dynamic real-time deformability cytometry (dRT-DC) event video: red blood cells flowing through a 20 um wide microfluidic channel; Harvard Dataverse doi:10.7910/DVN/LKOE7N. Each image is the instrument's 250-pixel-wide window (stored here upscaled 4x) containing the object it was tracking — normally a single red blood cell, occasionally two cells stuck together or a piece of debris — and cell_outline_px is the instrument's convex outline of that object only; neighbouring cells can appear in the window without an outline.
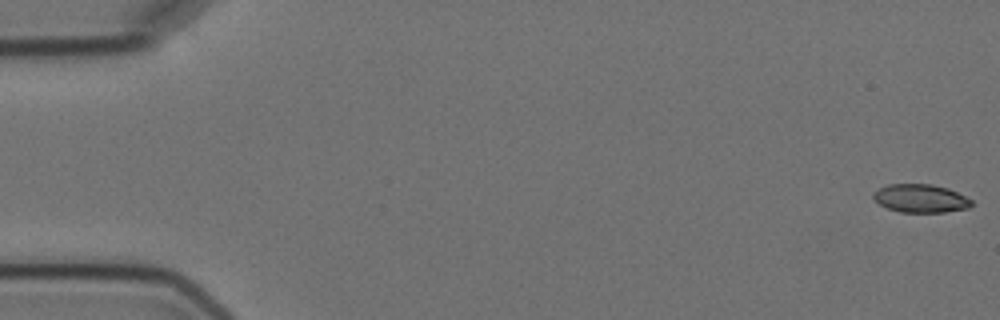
{"species": "Egyptian fruit bat (a non-hibernating species)", "species_latin": "Rousettus aegyptiacus", "temperature_condition": "cold", "stored_images_in_passage": 6, "camera_frame_rate_fps": 3000, "um_per_image_px": 0.085, "animal": {"sex": "female"}, "frame": {"image": 1, "passage_image": 1, "time_ms": 0.0, "image_size_px": [1000, 320], "cell_outline_px": [[972, 204], [968, 208], [944, 212], [900, 212], [888, 208], [880, 204], [872, 196], [872, 192], [888, 184], [932, 184], [948, 188], [972, 200]], "centroid_in_image_um": [78.24, 16.86], "position_along_channel_um": 6.8, "area_um2": 16.07}}
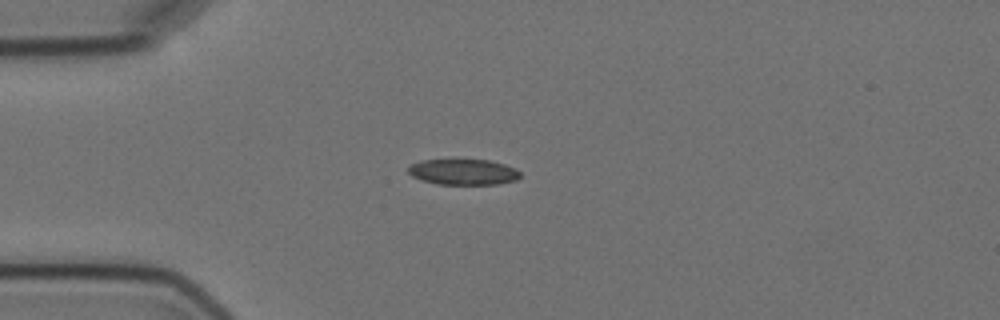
{"frame": {"image": 2, "passage_image": 5, "time_ms": 4.667, "image_size_px": [1000, 320], "cell_outline_px": [[520, 176], [516, 180], [496, 184], [436, 184], [412, 176], [408, 172], [408, 168], [412, 164], [420, 160], [488, 160], [504, 164], [516, 168], [520, 172]], "centroid_in_image_um": [39.39, 14.61], "position_along_channel_um": 45.6, "area_um2": 16.65}}
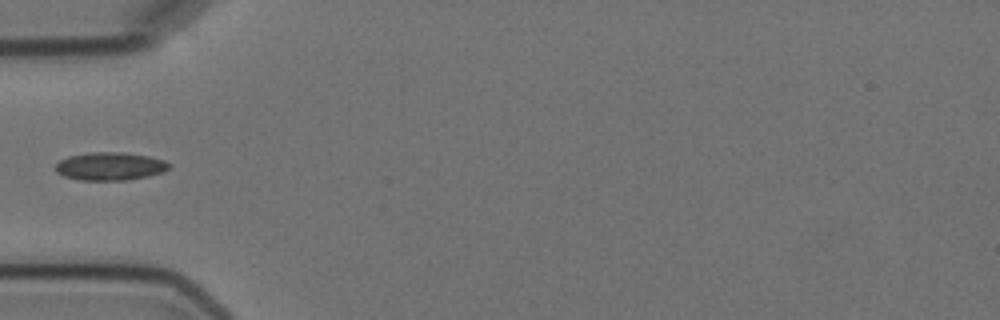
{"frame": {"image": 3, "passage_image": 6, "time_ms": 6.0, "image_size_px": [1000, 320], "cell_outline_px": [[172, 164], [164, 172], [148, 176], [124, 180], [80, 180], [64, 176], [56, 172], [56, 164], [60, 160], [68, 156], [88, 152], [120, 152], [148, 156], [164, 160]], "centroid_in_image_um": [9.35, 14.13], "position_along_channel_um": 75.6, "area_um2": 18.55}}